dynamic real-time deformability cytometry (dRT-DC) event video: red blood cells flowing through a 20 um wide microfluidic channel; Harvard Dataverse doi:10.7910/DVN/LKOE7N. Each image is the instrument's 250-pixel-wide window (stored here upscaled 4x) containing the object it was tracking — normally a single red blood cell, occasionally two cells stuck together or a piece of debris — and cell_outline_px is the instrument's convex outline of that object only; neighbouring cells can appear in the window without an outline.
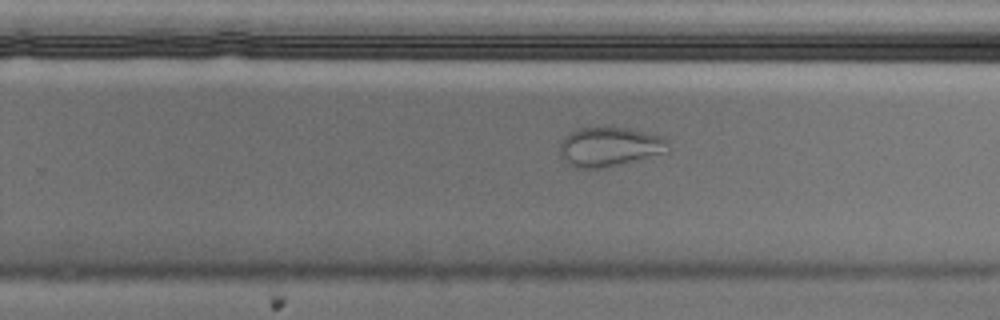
{"species": "Egyptian fruit bat (a non-hibernating species)", "species_latin": "Rousettus aegyptiacus", "temperature_condition": "cold", "stored_images_in_passage": 47, "camera_frame_rate_fps": 3000, "um_per_image_px": 0.085, "animal": {"sex": "male"}, "frame": {"image": 1, "passage_image": 27, "time_ms": 8.667, "image_size_px": [1000, 320], "cell_outline_px": [[668, 152], [604, 168], [576, 168], [564, 160], [560, 156], [560, 144], [564, 136], [576, 128], [628, 128], [660, 136], [668, 140]], "centroid_in_image_um": [51.79, 12.48], "position_along_channel_um": 278.0, "area_um2": 24.68}}